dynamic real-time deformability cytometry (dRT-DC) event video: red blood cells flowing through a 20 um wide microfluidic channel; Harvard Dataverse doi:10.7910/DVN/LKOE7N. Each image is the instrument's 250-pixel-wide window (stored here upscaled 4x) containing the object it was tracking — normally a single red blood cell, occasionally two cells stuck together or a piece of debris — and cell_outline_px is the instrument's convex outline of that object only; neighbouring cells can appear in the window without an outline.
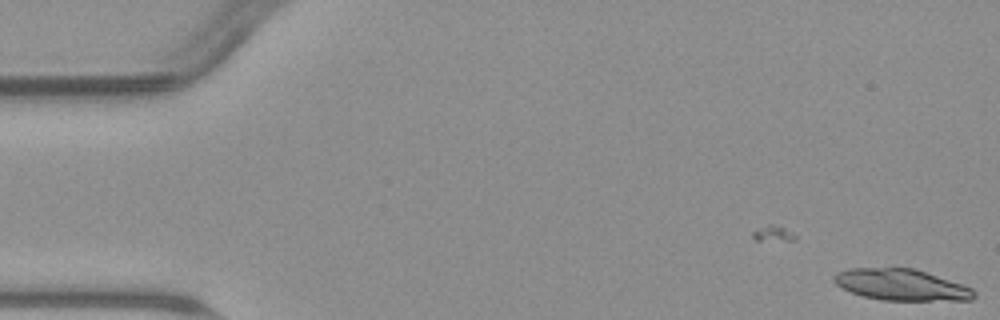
{"species": "common noctule bat (a hibernating species)", "species_latin": "Nyctalus noctula", "temperature_condition": "warm", "stored_images_in_passage": 8, "segment_of_instrument_passage": [1, 2], "camera_frame_rate_fps": 3000, "um_per_image_px": 0.085, "animal": {"sex": "male", "body_mass_g": 23.1, "forearm_length_mm": 52.7}, "frame": {"image": 1, "passage_image": 1, "time_ms": 0.0, "image_size_px": [1000, 320], "cell_outline_px": [[976, 296], [972, 300], [884, 300], [864, 296], [852, 292], [836, 284], [832, 280], [832, 276], [836, 272], [848, 268], [916, 268], [964, 284], [972, 288], [976, 292]], "centroid_in_image_um": [76.64, 24.19], "position_along_channel_um": 8.4, "area_um2": 25.72}}